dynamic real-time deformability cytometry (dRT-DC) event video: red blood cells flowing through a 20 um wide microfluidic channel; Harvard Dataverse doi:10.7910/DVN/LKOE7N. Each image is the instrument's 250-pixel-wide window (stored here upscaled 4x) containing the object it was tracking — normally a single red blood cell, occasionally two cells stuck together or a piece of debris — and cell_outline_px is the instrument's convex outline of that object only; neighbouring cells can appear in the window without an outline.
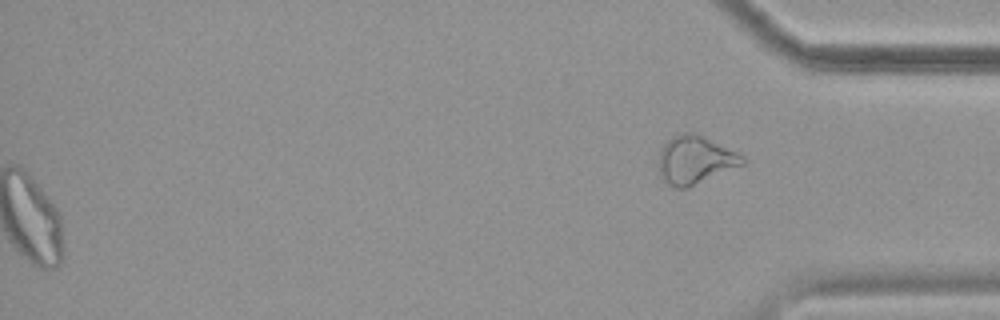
{"species": "common noctule bat (a hibernating species)", "species_latin": "Nyctalus noctula", "temperature_condition": "cold", "stored_images_in_passage": 48, "segment_of_instrument_passage": [2, 2], "camera_frame_rate_fps": 3000, "um_per_image_px": 0.085, "animal": {"sex": "female", "body_mass_g": 19.9}, "frame": {"image": 1, "passage_image": 48, "time_ms": 15.667, "image_size_px": [1000, 320], "cell_outline_px": [[748, 160], [744, 164], [684, 188], [676, 188], [668, 184], [660, 176], [656, 164], [660, 148], [672, 136], [680, 132], [696, 132], [744, 156]], "centroid_in_image_um": [59.03, 13.56], "position_along_channel_um": 376.2, "area_um2": 23.58}}